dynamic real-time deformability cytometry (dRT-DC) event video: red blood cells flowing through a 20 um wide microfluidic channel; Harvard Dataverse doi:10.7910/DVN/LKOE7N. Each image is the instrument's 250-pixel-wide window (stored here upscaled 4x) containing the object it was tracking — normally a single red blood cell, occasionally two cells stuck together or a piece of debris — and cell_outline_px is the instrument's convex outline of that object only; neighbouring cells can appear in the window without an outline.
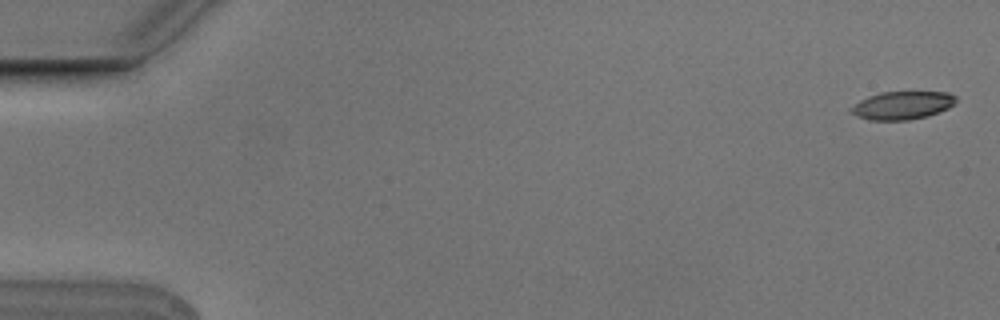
{"species": "Egyptian fruit bat (a non-hibernating species)", "species_latin": "Rousettus aegyptiacus", "temperature_condition": "cold", "stored_images_in_passage": 8, "camera_frame_rate_fps": 3000, "um_per_image_px": 0.085, "animal": {"sex": "male"}, "frame": {"image": 1, "passage_image": 1, "time_ms": 0.0, "image_size_px": [1000, 320], "cell_outline_px": [[956, 104], [948, 108], [928, 116], [908, 120], [868, 120], [856, 116], [848, 112], [848, 108], [860, 100], [868, 96], [880, 92], [948, 92], [956, 96]], "centroid_in_image_um": [76.66, 8.96], "position_along_channel_um": 8.3, "area_um2": 17.4}}
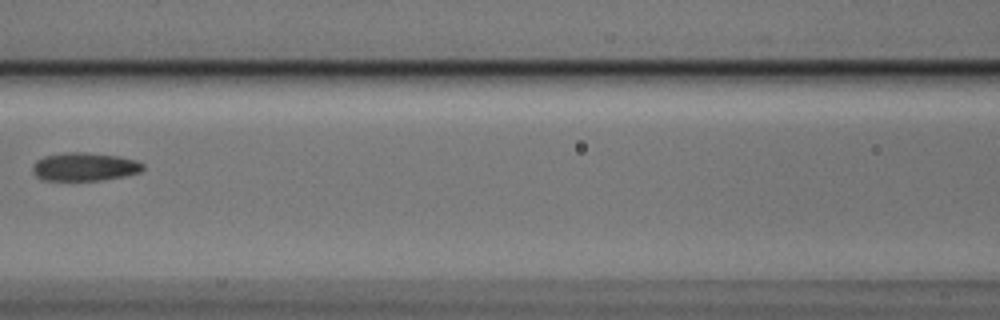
{"frame": {"image": 2, "passage_image": 7, "time_ms": 2.0, "image_size_px": [1000, 320], "cell_outline_px": [[144, 168], [140, 172], [124, 176], [100, 180], [44, 180], [36, 176], [32, 172], [32, 164], [36, 160], [44, 156], [68, 152], [84, 152], [116, 156], [136, 160], [144, 164]], "centroid_in_image_um": [7.16, 14.17], "position_along_channel_um": 159.4, "area_um2": 18.15}}
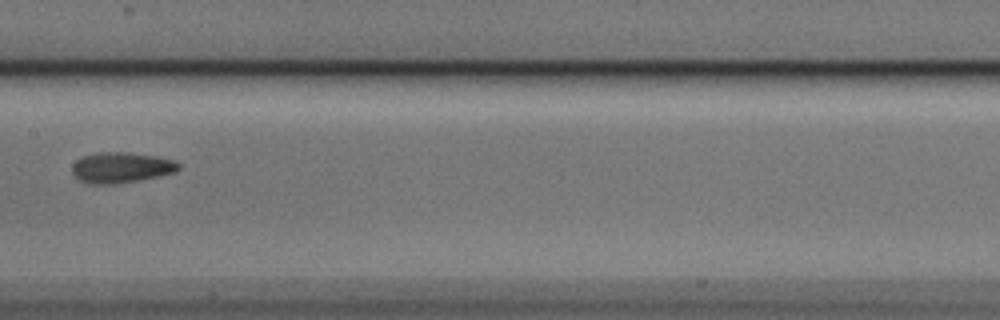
{"frame": {"image": 3, "passage_image": 8, "time_ms": 2.333, "image_size_px": [1000, 320], "cell_outline_px": [[180, 168], [176, 172], [160, 176], [140, 180], [112, 184], [88, 184], [80, 180], [72, 172], [72, 164], [76, 160], [84, 156], [96, 152], [128, 152], [156, 156], [172, 160], [180, 164]], "centroid_in_image_um": [10.3, 14.24], "position_along_channel_um": 197.1, "area_um2": 19.07}}